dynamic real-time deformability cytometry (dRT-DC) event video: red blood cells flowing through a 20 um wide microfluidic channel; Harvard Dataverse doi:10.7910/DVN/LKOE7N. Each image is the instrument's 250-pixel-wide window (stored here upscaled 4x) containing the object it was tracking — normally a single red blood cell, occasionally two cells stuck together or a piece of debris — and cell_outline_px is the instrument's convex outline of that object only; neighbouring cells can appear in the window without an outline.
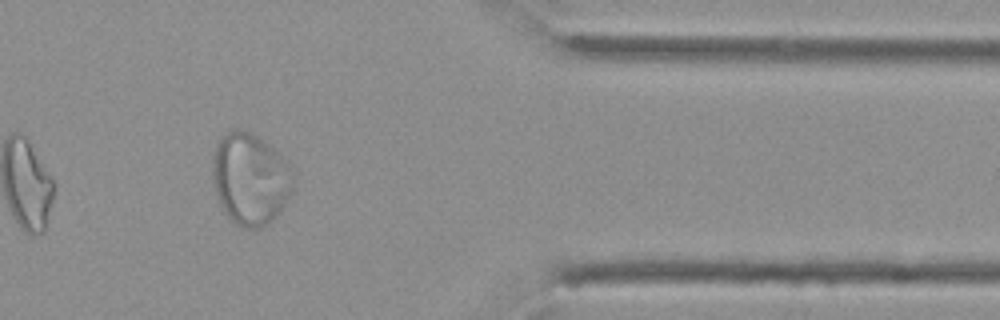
{"species": "Egyptian fruit bat (a non-hibernating species)", "species_latin": "Rousettus aegyptiacus", "temperature_condition": "cold", "stored_images_in_passage": 42, "camera_frame_rate_fps": 3000, "um_per_image_px": 0.085, "animal": {"sex": "female"}, "frame": {"image": 1, "passage_image": 36, "time_ms": 11.667, "image_size_px": [1000, 320], "cell_outline_px": [[292, 192], [288, 200], [280, 212], [268, 224], [260, 228], [244, 228], [236, 224], [228, 216], [216, 196], [212, 176], [212, 160], [216, 144], [232, 128], [240, 128], [252, 132], [268, 144], [288, 160], [292, 172]], "centroid_in_image_um": [21.28, 15.19], "position_along_channel_um": 390.1, "area_um2": 43.41}}